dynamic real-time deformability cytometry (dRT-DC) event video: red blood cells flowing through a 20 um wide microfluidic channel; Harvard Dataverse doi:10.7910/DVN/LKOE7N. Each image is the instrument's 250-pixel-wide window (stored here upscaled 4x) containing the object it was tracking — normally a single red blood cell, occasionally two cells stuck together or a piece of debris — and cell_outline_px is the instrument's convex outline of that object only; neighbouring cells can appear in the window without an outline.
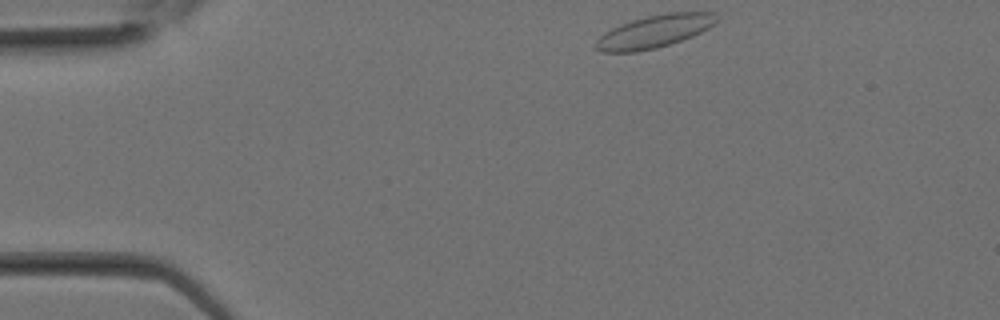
{"species": "Egyptian fruit bat (a non-hibernating species)", "species_latin": "Rousettus aegyptiacus", "temperature_condition": "room temperature", "stored_images_in_passage": 14, "camera_frame_rate_fps": 3000, "um_per_image_px": 0.085, "animal": {"sex": "female"}, "frame": {"image": 1, "passage_image": 1, "time_ms": 0.0, "image_size_px": [1000, 320], "cell_outline_px": [[720, 20], [716, 24], [692, 36], [656, 48], [636, 52], [604, 52], [596, 48], [596, 40], [604, 32], [620, 24], [632, 20], [648, 16], [668, 12], [712, 12]], "centroid_in_image_um": [55.64, 2.66], "position_along_channel_um": 29.4, "area_um2": 22.83}}
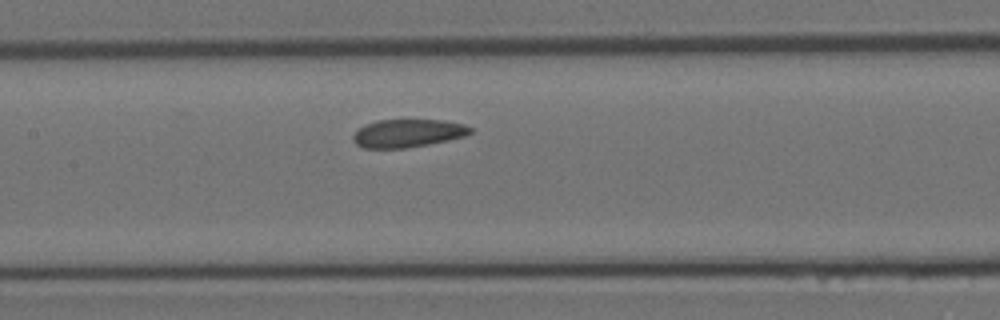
{"frame": {"image": 2, "passage_image": 10, "time_ms": 3.0, "image_size_px": [1000, 320], "cell_outline_px": [[472, 132], [464, 136], [448, 140], [408, 148], [364, 148], [356, 144], [352, 140], [352, 136], [364, 124], [376, 120], [444, 120], [464, 124], [472, 128]], "centroid_in_image_um": [34.65, 11.32], "position_along_channel_um": 172.8, "area_um2": 19.19}}
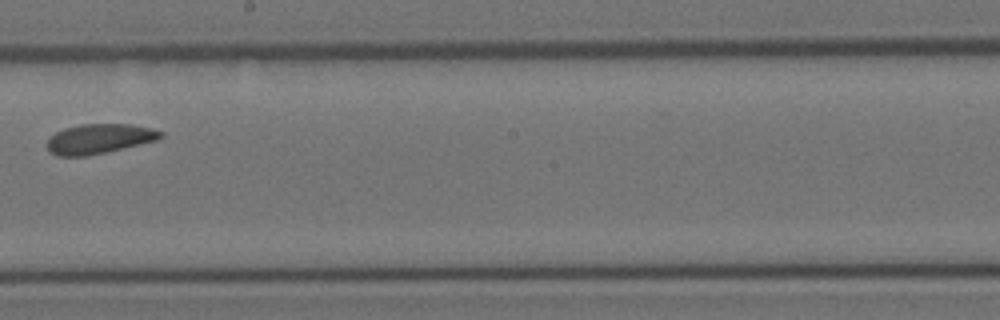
{"frame": {"image": 3, "passage_image": 13, "time_ms": 4.0, "image_size_px": [1000, 320], "cell_outline_px": [[164, 136], [160, 140], [104, 152], [84, 156], [56, 156], [48, 152], [48, 140], [56, 132], [64, 128], [80, 124], [132, 124], [152, 128], [164, 132]], "centroid_in_image_um": [8.47, 11.79], "position_along_channel_um": 239.7, "area_um2": 19.77}}